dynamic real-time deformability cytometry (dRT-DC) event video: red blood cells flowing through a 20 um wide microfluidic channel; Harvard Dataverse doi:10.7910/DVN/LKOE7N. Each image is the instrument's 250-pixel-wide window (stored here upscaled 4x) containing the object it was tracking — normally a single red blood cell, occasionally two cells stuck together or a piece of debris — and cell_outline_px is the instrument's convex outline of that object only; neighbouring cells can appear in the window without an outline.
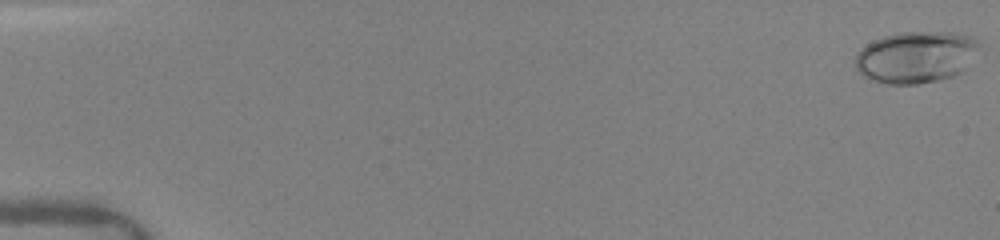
{"species": "human", "species_latin": "Homo sapiens", "temperature_condition": "warm", "stored_images_in_passage": 70, "camera_frame_rate_fps": 3000, "um_per_image_px": 0.085, "donor": {"sex": "female"}, "frame": {"image": 1, "passage_image": 1, "time_ms": 0.0, "image_size_px": [1000, 240], "cell_outline_px": [[980, 44], [964, 68], [956, 76], [940, 80], [920, 84], [888, 84], [872, 80], [864, 76], [856, 68], [856, 52], [872, 40], [884, 36], [904, 32], [952, 32], [972, 36], [980, 40]], "centroid_in_image_um": [77.84, 4.85], "position_along_channel_um": 7.2, "area_um2": 37.34}}
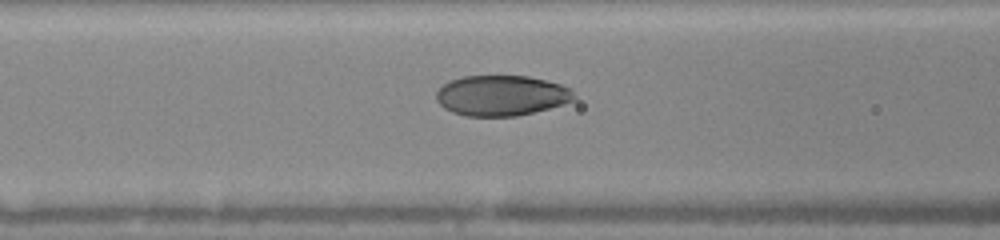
{"frame": {"image": 2, "passage_image": 28, "time_ms": 7.0, "image_size_px": [1000, 240], "cell_outline_px": [[576, 100], [564, 104], [516, 116], [464, 116], [452, 112], [444, 108], [436, 100], [436, 92], [444, 84], [452, 80], [464, 76], [528, 76], [560, 84], [568, 88], [576, 96]], "centroid_in_image_um": [42.61, 8.12], "position_along_channel_um": 124.0, "area_um2": 32.31}}
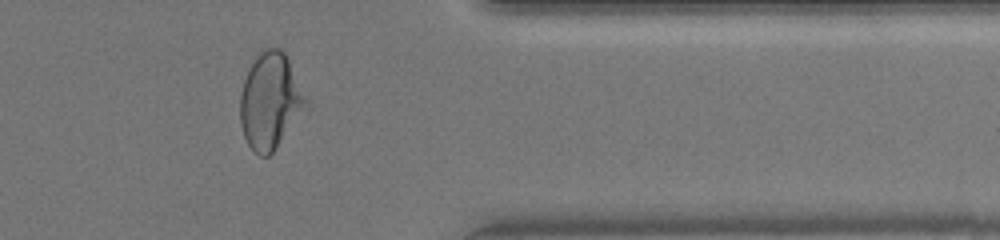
{"frame": {"image": 3, "passage_image": 57, "time_ms": 13.667, "image_size_px": [1000, 240], "cell_outline_px": [[308, 104], [272, 152], [268, 156], [260, 156], [248, 144], [244, 136], [240, 124], [240, 96], [244, 80], [256, 52], [264, 48], [280, 48], [284, 52], [308, 100]], "centroid_in_image_um": [22.94, 8.54], "position_along_channel_um": 388.5, "area_um2": 36.24}, "authors_computed_cell_mechanics": {"area_um2": 34.0442, "velocity_mm_per_s": 4.1196, "shape_relaxation_time_tau1_ms": 5.0357, "shape_relaxation_time_tau2_ms": null, "deformation_change_tau1": 0.1942, "deformation_change_tau2": null}}